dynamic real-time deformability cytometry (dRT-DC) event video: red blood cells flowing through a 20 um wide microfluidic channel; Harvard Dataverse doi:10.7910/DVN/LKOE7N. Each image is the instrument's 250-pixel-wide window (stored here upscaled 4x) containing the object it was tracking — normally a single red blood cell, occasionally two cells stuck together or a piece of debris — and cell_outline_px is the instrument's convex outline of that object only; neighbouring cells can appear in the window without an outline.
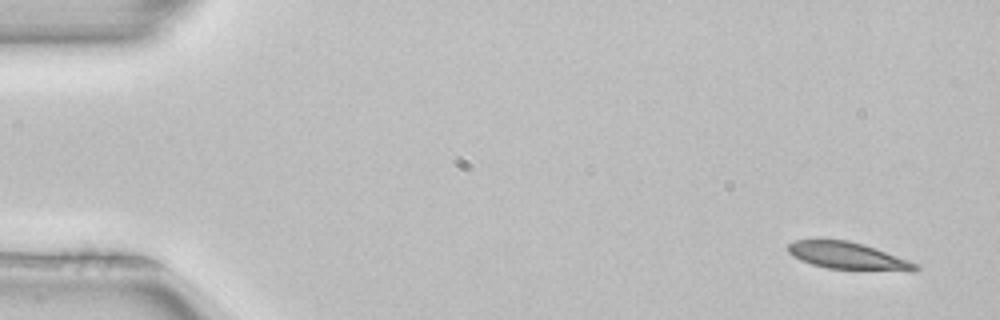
{"species": "common noctule bat (a hibernating species)", "species_latin": "Nyctalus noctula", "temperature_condition": "room temperature", "stored_images_in_passage": 49, "camera_frame_rate_fps": 3000, "um_per_image_px": 0.085, "animal": {"sex": "female", "body_mass_g": 22.7, "forearm_length_mm": 54.2}, "frame": {"image": 1, "passage_image": 1, "time_ms": 0.0, "image_size_px": [1000, 320], "cell_outline_px": [[920, 268], [912, 272], [828, 268], [812, 264], [800, 260], [792, 256], [788, 252], [788, 244], [796, 240], [848, 240], [864, 244], [876, 248], [920, 264]], "centroid_in_image_um": [72.14, 21.76], "position_along_channel_um": 12.9, "area_um2": 20.35}}
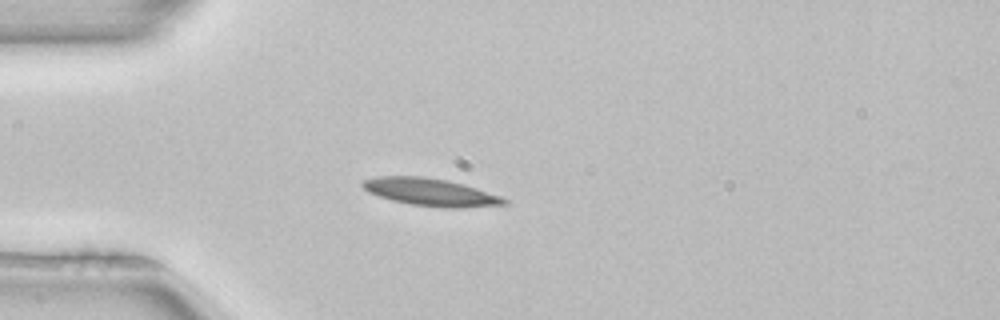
{"frame": {"image": 2, "passage_image": 12, "time_ms": 3.667, "image_size_px": [1000, 320], "cell_outline_px": [[508, 204], [464, 208], [444, 208], [412, 204], [392, 200], [368, 192], [360, 184], [360, 180], [380, 176], [420, 176], [448, 180], [464, 184], [500, 196], [508, 200]], "centroid_in_image_um": [36.59, 16.33], "position_along_channel_um": 48.4, "area_um2": 22.72}}
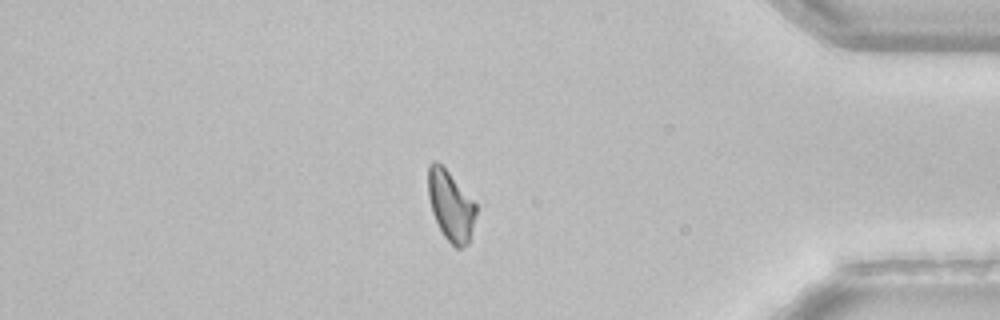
{"frame": {"image": 3, "passage_image": 42, "time_ms": 13.667, "image_size_px": [1000, 320], "cell_outline_px": [[476, 212], [468, 244], [460, 248], [456, 248], [444, 236], [432, 212], [428, 196], [428, 164], [432, 160], [436, 160], [448, 172], [476, 204]], "centroid_in_image_um": [38.28, 17.47], "position_along_channel_um": 396.9, "area_um2": 19.13}}